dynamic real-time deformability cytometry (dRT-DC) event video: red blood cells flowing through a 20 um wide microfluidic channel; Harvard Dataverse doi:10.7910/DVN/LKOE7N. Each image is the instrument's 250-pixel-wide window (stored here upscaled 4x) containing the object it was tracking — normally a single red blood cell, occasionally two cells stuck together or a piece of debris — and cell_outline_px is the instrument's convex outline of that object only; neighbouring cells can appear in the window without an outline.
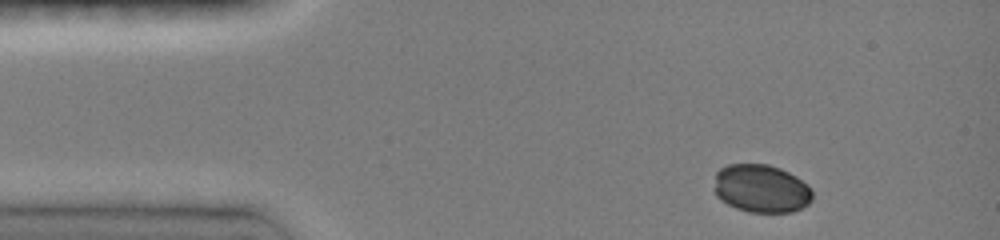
{"species": "common noctule bat (a hibernating species)", "species_latin": "Nyctalus noctula", "temperature_condition": "room temperature", "stored_images_in_passage": 20, "camera_frame_rate_fps": 3000, "um_per_image_px": 0.085, "animal": {"sex": "female", "body_mass_g": 19.0, "forearm_length_mm": 51.5}, "frame": {"image": 1, "passage_image": 1, "time_ms": 0.0, "image_size_px": [1000, 240], "cell_outline_px": [[812, 200], [808, 204], [792, 212], [748, 212], [736, 208], [720, 200], [716, 196], [712, 188], [716, 172], [720, 168], [728, 164], [768, 164], [780, 168], [796, 176], [808, 184], [812, 188]], "centroid_in_image_um": [64.68, 16.02], "position_along_channel_um": 20.3, "area_um2": 27.98}}
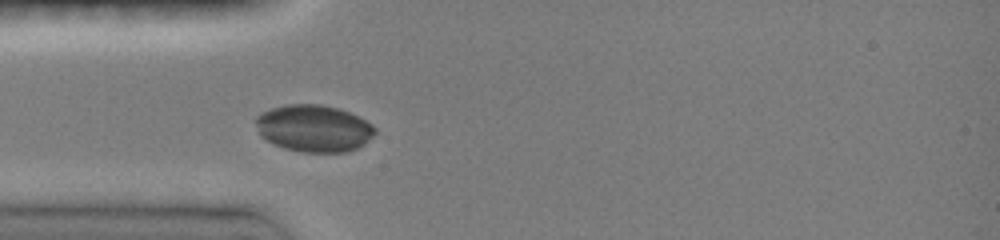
{"frame": {"image": 2, "passage_image": 5, "time_ms": 2.667, "image_size_px": [1000, 240], "cell_outline_px": [[376, 132], [364, 144], [348, 152], [304, 152], [284, 148], [264, 140], [260, 136], [256, 124], [256, 116], [260, 112], [284, 104], [320, 104], [340, 108], [372, 124], [376, 128]], "centroid_in_image_um": [26.65, 10.9], "position_along_channel_um": 58.4, "area_um2": 32.77}}
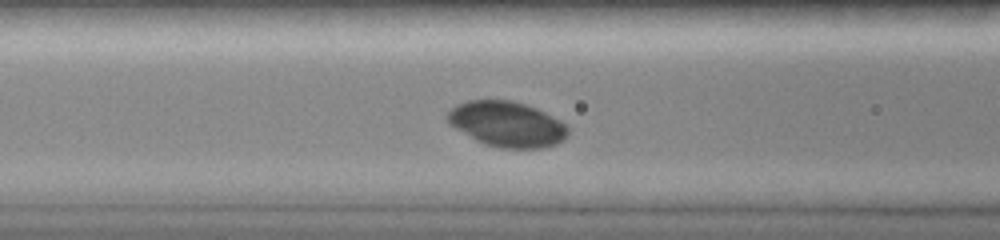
{"frame": {"image": 3, "passage_image": 9, "time_ms": 4.333, "image_size_px": [1000, 240], "cell_outline_px": [[568, 136], [564, 140], [556, 144], [544, 148], [500, 148], [484, 144], [476, 140], [448, 124], [448, 112], [456, 104], [468, 100], [512, 100], [536, 108], [560, 120], [568, 128]], "centroid_in_image_um": [43.1, 10.56], "position_along_channel_um": 123.5, "area_um2": 31.85}}